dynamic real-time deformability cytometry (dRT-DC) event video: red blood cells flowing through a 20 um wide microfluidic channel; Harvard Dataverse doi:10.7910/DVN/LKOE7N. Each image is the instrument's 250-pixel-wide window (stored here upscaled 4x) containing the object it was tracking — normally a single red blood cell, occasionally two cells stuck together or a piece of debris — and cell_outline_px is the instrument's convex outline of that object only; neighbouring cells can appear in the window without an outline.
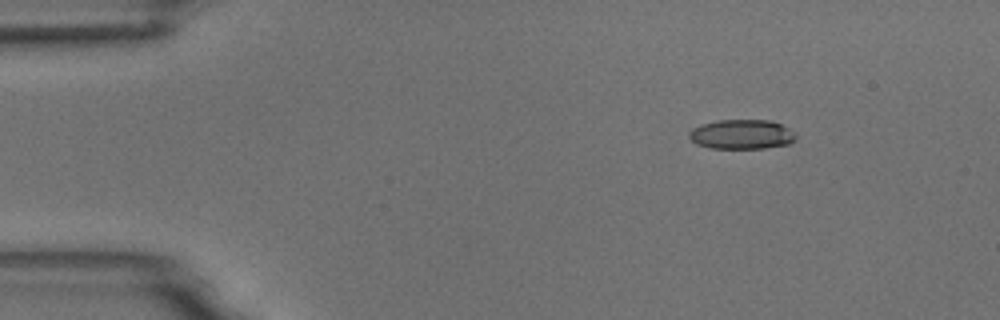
{"species": "common noctule bat (a hibernating species)", "species_latin": "Nyctalus noctula", "temperature_condition": "room temperature", "stored_images_in_passage": 9, "camera_frame_rate_fps": 3000, "um_per_image_px": 0.085, "animal": {"sex": "male", "body_mass_g": 18.8}, "frame": {"image": 1, "passage_image": 2, "time_ms": 1.333, "image_size_px": [1000, 320], "cell_outline_px": [[796, 140], [788, 144], [764, 148], [712, 148], [696, 144], [688, 136], [688, 132], [692, 128], [700, 124], [716, 120], [768, 120], [780, 124], [796, 132]], "centroid_in_image_um": [63.03, 11.41], "position_along_channel_um": 22.0, "area_um2": 18.5}}
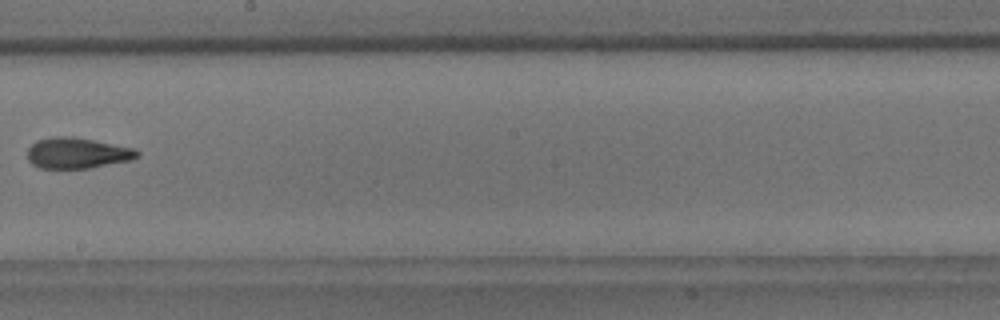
{"frame": {"image": 2, "passage_image": 9, "time_ms": 9.333, "image_size_px": [1000, 320], "cell_outline_px": [[140, 156], [132, 160], [88, 168], [40, 168], [32, 164], [28, 160], [28, 148], [36, 140], [48, 136], [72, 136], [132, 148], [140, 152]], "centroid_in_image_um": [6.53, 13.0], "position_along_channel_um": 241.7, "area_um2": 19.71}}